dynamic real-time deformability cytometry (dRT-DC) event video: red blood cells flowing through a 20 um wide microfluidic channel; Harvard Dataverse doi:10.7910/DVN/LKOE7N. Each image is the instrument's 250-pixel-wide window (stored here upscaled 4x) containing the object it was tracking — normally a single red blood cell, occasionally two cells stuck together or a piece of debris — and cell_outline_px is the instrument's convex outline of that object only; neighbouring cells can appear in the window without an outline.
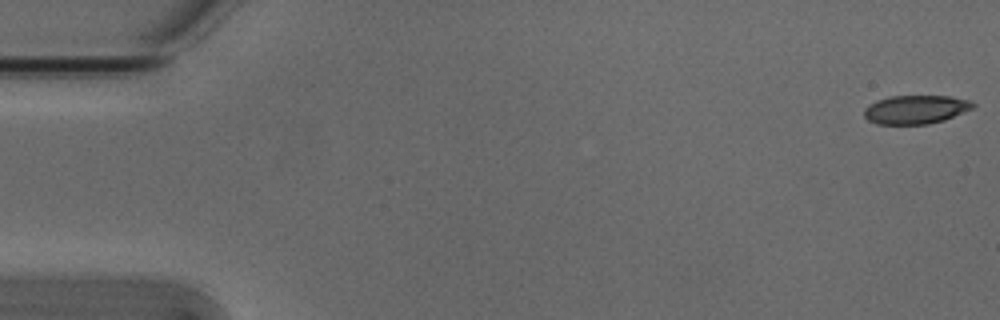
{"species": "Egyptian fruit bat (a non-hibernating species)", "species_latin": "Rousettus aegyptiacus", "temperature_condition": "cold", "stored_images_in_passage": 54, "camera_frame_rate_fps": 3000, "um_per_image_px": 0.085, "animal": {"sex": "male"}, "frame": {"image": 1, "passage_image": 1, "time_ms": 0.0, "image_size_px": [1000, 320], "cell_outline_px": [[976, 104], [972, 108], [944, 120], [928, 124], [876, 124], [868, 120], [864, 116], [864, 108], [868, 104], [876, 100], [888, 96], [952, 96], [968, 100]], "centroid_in_image_um": [77.79, 9.3], "position_along_channel_um": 7.2, "area_um2": 18.21}}
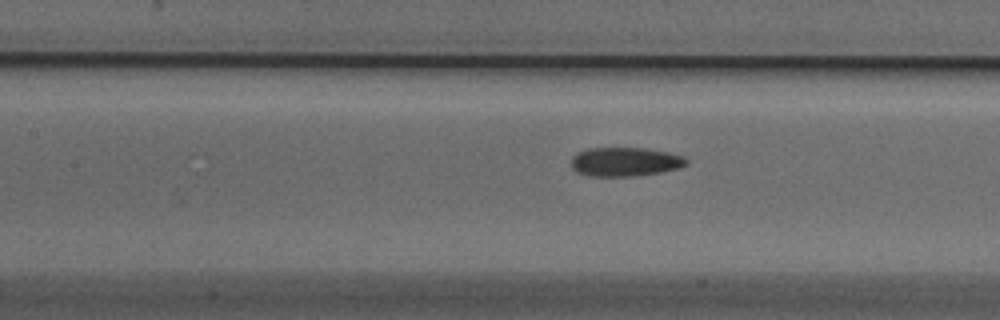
{"frame": {"image": 2, "passage_image": 24, "time_ms": 7.667, "image_size_px": [1000, 320], "cell_outline_px": [[688, 164], [680, 168], [660, 172], [632, 176], [588, 176], [576, 172], [572, 168], [572, 156], [576, 152], [588, 148], [644, 148], [668, 152], [684, 156], [688, 160]], "centroid_in_image_um": [53.13, 13.75], "position_along_channel_um": 154.3, "area_um2": 19.59}}
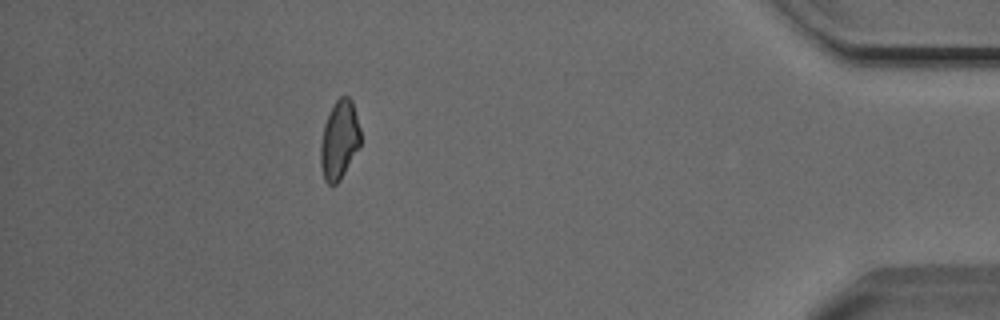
{"frame": {"image": 3, "passage_image": 48, "time_ms": 15.667, "image_size_px": [1000, 320], "cell_outline_px": [[360, 144], [340, 180], [336, 184], [328, 184], [324, 180], [320, 164], [320, 144], [324, 124], [336, 100], [340, 96], [348, 96], [352, 100], [360, 128]], "centroid_in_image_um": [28.83, 11.9], "position_along_channel_um": 406.4, "area_um2": 18.15}, "authors_computed_cell_mechanics": {"area_um2": 19.2474, "velocity_mm_per_s": 3.8157, "shape_relaxation_time_tau1_ms": 3.8084, "shape_relaxation_time_tau2_ms": 3.1585, "deformation_change_tau1": 0.0986, "deformation_change_tau2": 0.0912}}